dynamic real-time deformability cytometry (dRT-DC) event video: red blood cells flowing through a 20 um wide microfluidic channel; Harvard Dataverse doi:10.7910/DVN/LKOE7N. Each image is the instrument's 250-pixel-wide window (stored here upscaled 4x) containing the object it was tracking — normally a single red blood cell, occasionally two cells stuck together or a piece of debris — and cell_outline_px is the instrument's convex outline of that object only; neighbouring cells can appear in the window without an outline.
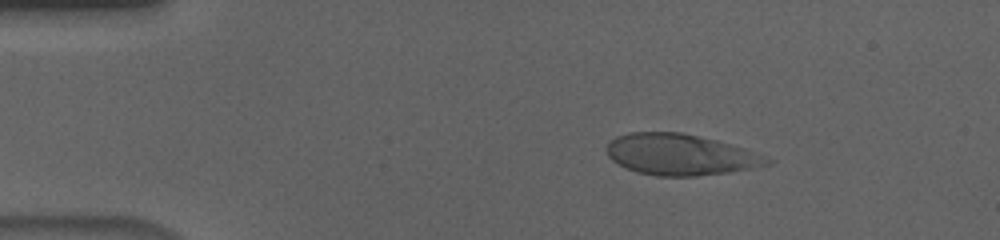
{"species": "human", "species_latin": "Homo sapiens", "temperature_condition": "cold", "stored_images_in_passage": 55, "camera_frame_rate_fps": 3000, "um_per_image_px": 0.085, "donor": {"sex": "male"}, "frame": {"image": 1, "passage_image": 9, "time_ms": 2.667, "image_size_px": [1000, 240], "cell_outline_px": [[776, 160], [772, 164], [752, 168], [728, 172], [696, 176], [656, 176], [636, 172], [612, 160], [608, 156], [604, 148], [616, 136], [628, 132], [680, 132], [716, 140], [744, 148]], "centroid_in_image_um": [57.83, 13.14], "position_along_channel_um": 27.2, "area_um2": 38.49}}
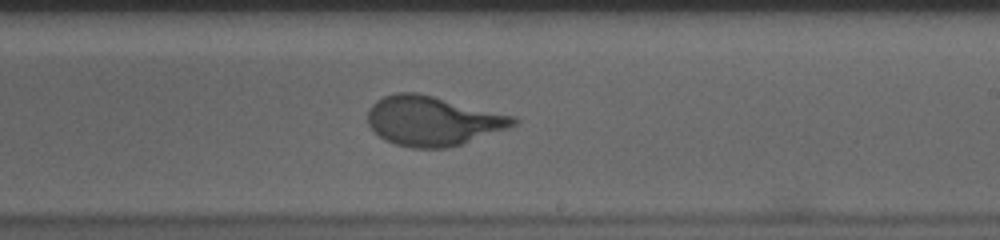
{"frame": {"image": 2, "passage_image": 33, "time_ms": 10.667, "image_size_px": [1000, 240], "cell_outline_px": [[520, 120], [516, 124], [508, 128], [464, 144], [448, 148], [412, 148], [396, 144], [384, 140], [368, 124], [368, 108], [376, 100], [384, 96], [396, 92], [416, 92], [516, 116]], "centroid_in_image_um": [36.8, 10.28], "position_along_channel_um": 252.2, "area_um2": 42.19}}
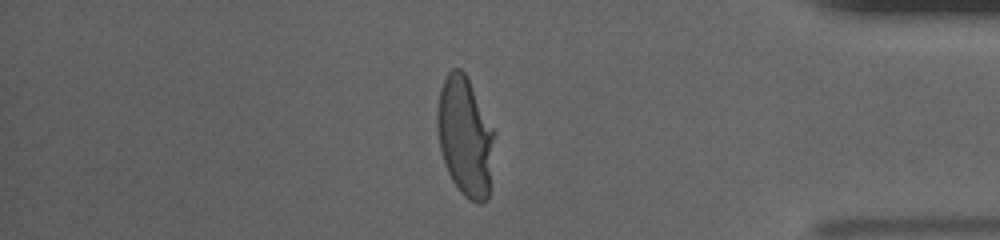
{"frame": {"image": 3, "passage_image": 47, "time_ms": 15.333, "image_size_px": [1000, 240], "cell_outline_px": [[496, 132], [488, 200], [480, 204], [476, 204], [468, 200], [460, 192], [452, 180], [444, 164], [440, 148], [436, 124], [436, 112], [440, 88], [448, 72], [452, 68], [460, 68], [464, 72]], "centroid_in_image_um": [39.54, 11.64], "position_along_channel_um": 395.7, "area_um2": 40.23}, "authors_computed_cell_mechanics": {"area_um2": 40.6334, "velocity_mm_per_s": 3.6564, "shape_relaxation_time_tau1_ms": 4.6117, "shape_relaxation_time_tau2_ms": null, "deformation_change_tau1": 0.2125, "deformation_change_tau2": null}}